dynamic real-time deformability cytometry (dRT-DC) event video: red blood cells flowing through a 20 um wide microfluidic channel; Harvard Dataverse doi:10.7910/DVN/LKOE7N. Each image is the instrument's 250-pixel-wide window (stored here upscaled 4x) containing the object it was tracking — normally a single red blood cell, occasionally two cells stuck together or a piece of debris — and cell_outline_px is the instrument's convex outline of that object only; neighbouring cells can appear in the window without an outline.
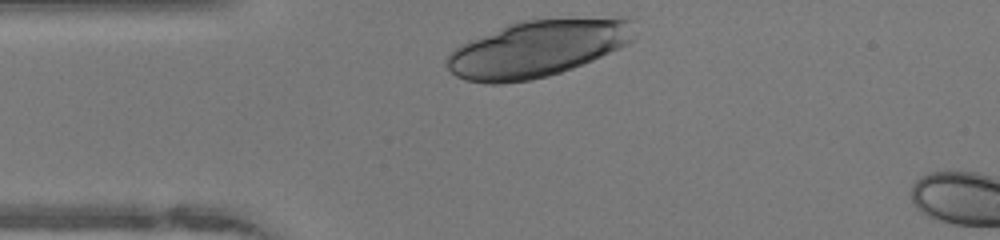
{"species": "human", "species_latin": "Homo sapiens", "temperature_condition": "warm", "stored_images_in_passage": 28, "camera_frame_rate_fps": 3000, "um_per_image_px": 0.085, "donor": {"sex": "female"}, "frame": {"image": 1, "passage_image": 1, "time_ms": 0.0, "image_size_px": [1000, 240], "cell_outline_px": [[632, 40], [628, 44], [620, 48], [592, 60], [572, 68], [548, 76], [532, 80], [500, 84], [488, 84], [464, 80], [456, 76], [444, 64], [444, 60], [460, 44], [468, 40], [508, 24], [524, 20], [620, 16], [628, 16], [632, 20]], "centroid_in_image_um": [45.69, 4.12], "position_along_channel_um": 39.3, "area_um2": 62.42}}